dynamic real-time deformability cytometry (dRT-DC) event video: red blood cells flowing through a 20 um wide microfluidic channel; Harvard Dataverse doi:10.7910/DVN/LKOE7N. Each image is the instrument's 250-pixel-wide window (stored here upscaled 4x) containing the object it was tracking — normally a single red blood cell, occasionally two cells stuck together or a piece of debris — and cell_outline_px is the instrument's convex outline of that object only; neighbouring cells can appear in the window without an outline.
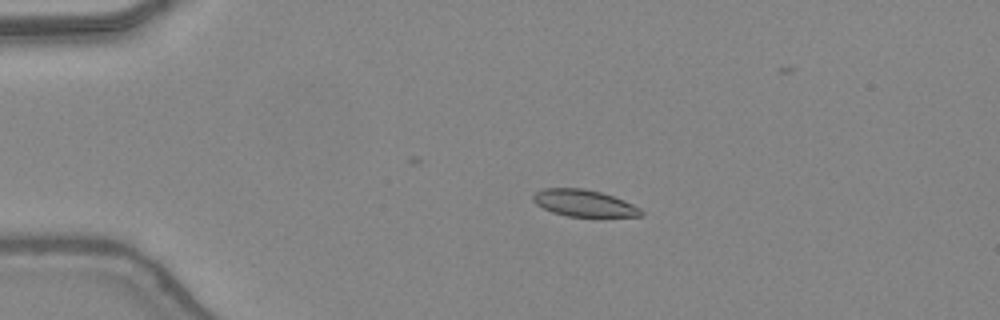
{"species": "common noctule bat (a hibernating species)", "species_latin": "Nyctalus noctula", "temperature_condition": "warm", "stored_images_in_passage": 37, "camera_frame_rate_fps": 3000, "um_per_image_px": 0.085, "animal": {"sex": "female", "body_mass_g": 24.6, "forearm_length_mm": 56.2}, "frame": {"image": 1, "passage_image": 9, "time_ms": 2.667, "image_size_px": [1000, 320], "cell_outline_px": [[644, 216], [568, 216], [552, 212], [536, 204], [532, 200], [532, 196], [536, 192], [544, 188], [584, 188], [600, 192], [624, 200], [640, 208], [644, 212]], "centroid_in_image_um": [49.63, 17.26], "position_along_channel_um": 35.4, "area_um2": 16.7}}
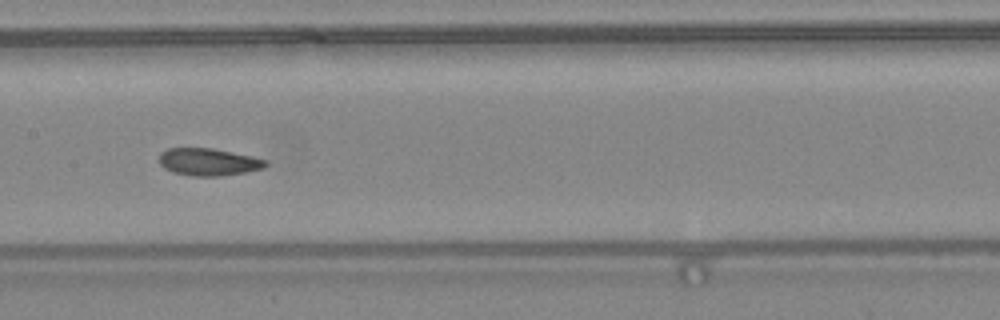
{"frame": {"image": 2, "passage_image": 23, "time_ms": 7.333, "image_size_px": [1000, 320], "cell_outline_px": [[268, 164], [264, 168], [244, 172], [220, 176], [192, 176], [172, 172], [164, 168], [160, 164], [160, 152], [168, 148], [212, 148], [252, 156], [268, 160]], "centroid_in_image_um": [17.72, 13.76], "position_along_channel_um": 189.7, "area_um2": 16.99}}
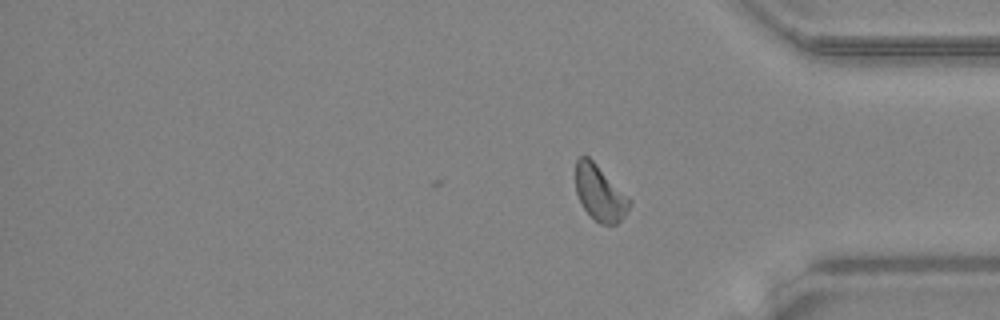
{"frame": {"image": 3, "passage_image": 37, "time_ms": 12.0, "image_size_px": [1000, 320], "cell_outline_px": [[632, 204], [624, 216], [616, 224], [600, 224], [584, 208], [576, 192], [576, 160], [580, 156], [588, 156], [632, 200]], "centroid_in_image_um": [51.0, 16.41], "position_along_channel_um": 384.2, "area_um2": 17.11}, "authors_computed_cell_mechanics": {"area_um2": 17.2822, "velocity_mm_per_s": 4.3896, "shape_relaxation_time_tau1_ms": 3.6919, "shape_relaxation_time_tau2_ms": 1.4462, "deformation_change_tau1": 0.1126, "deformation_change_tau2": 0.06}}